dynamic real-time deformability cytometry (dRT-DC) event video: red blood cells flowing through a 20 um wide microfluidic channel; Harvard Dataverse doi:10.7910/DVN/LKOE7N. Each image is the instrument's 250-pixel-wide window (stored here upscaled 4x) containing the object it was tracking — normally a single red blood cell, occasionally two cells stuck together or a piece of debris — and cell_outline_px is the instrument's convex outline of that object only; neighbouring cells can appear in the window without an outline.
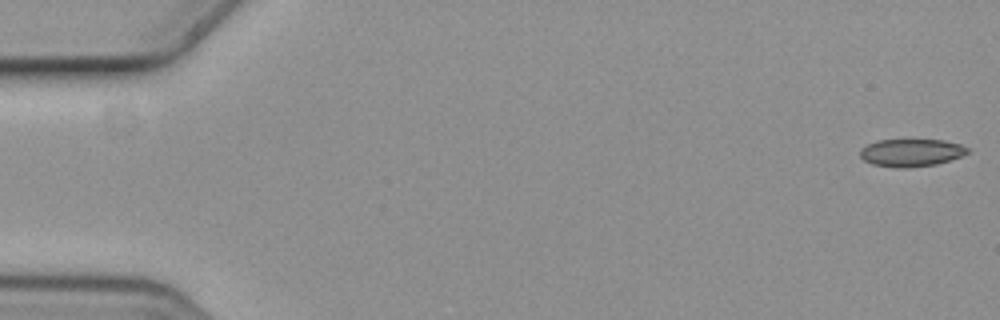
{"species": "common noctule bat (a hibernating species)", "species_latin": "Nyctalus noctula", "temperature_condition": "cold", "stored_images_in_passage": 5, "camera_frame_rate_fps": 3000, "um_per_image_px": 0.085, "animal": {"sex": "female", "body_mass_g": 19.3, "forearm_length_mm": 54.1}, "frame": {"image": 1, "passage_image": 1, "time_ms": 0.0, "image_size_px": [1000, 320], "cell_outline_px": [[972, 148], [968, 152], [960, 156], [936, 164], [908, 168], [896, 168], [872, 164], [864, 160], [860, 156], [860, 148], [876, 140], [944, 140], [960, 144]], "centroid_in_image_um": [77.44, 12.97], "position_along_channel_um": 7.6, "area_um2": 17.34}}
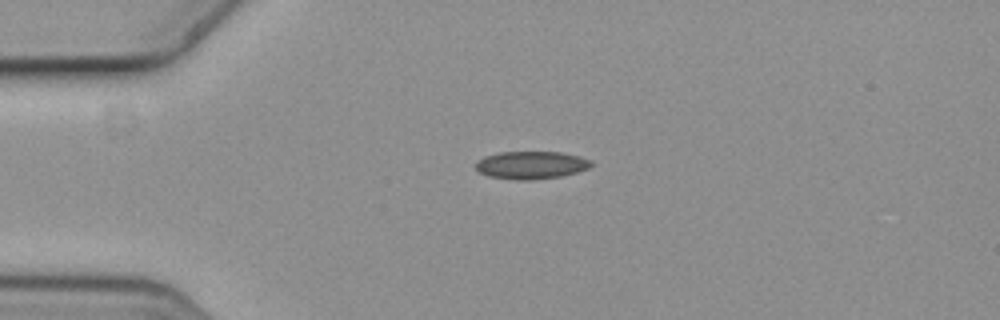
{"frame": {"image": 2, "passage_image": 4, "time_ms": 1.0, "image_size_px": [1000, 320], "cell_outline_px": [[592, 164], [588, 168], [576, 172], [560, 176], [532, 180], [516, 180], [488, 176], [480, 172], [476, 168], [476, 160], [484, 156], [496, 152], [560, 152], [580, 156], [592, 160]], "centroid_in_image_um": [45.12, 14.02], "position_along_channel_um": 39.9, "area_um2": 18.73}}